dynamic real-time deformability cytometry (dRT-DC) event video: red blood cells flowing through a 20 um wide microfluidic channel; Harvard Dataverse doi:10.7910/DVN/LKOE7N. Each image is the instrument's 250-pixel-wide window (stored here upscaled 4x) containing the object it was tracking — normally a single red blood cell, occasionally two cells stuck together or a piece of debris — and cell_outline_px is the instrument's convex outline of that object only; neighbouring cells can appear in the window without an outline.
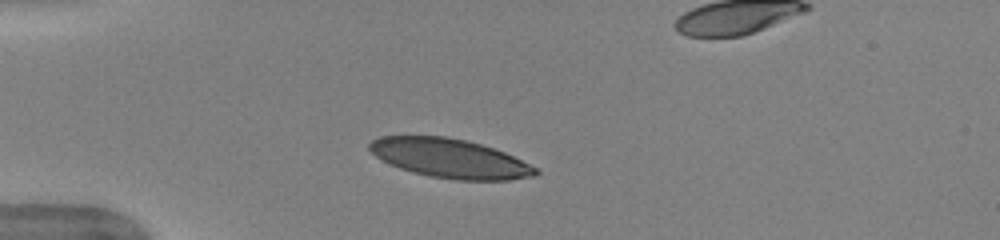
{"species": "human", "species_latin": "Homo sapiens", "temperature_condition": "warm", "stored_images_in_passage": 32, "camera_frame_rate_fps": 3000, "um_per_image_px": 0.085, "donor": {"sex": "female"}, "frame": {"image": 1, "passage_image": 1, "time_ms": 0.0, "image_size_px": [1000, 240], "cell_outline_px": [[540, 172], [536, 176], [508, 180], [456, 180], [428, 176], [412, 172], [388, 164], [376, 156], [368, 148], [368, 144], [372, 140], [380, 136], [444, 136], [464, 140], [480, 144], [504, 152], [536, 168]], "centroid_in_image_um": [38.21, 13.47], "position_along_channel_um": 46.8, "area_um2": 37.69}}
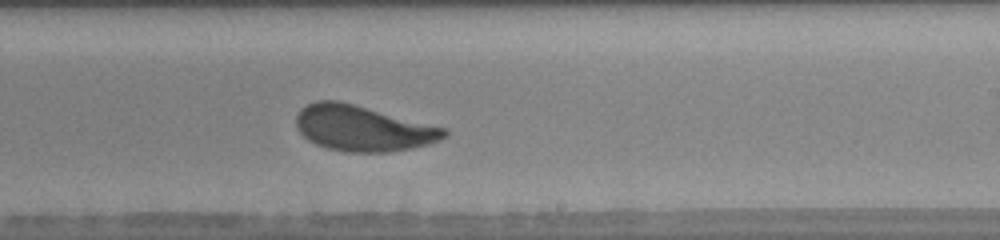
{"frame": {"image": 2, "passage_image": 19, "time_ms": 6.0, "image_size_px": [1000, 240], "cell_outline_px": [[448, 136], [432, 144], [388, 152], [348, 152], [328, 148], [316, 144], [308, 140], [300, 132], [296, 124], [296, 116], [300, 108], [316, 100], [340, 100], [448, 128]], "centroid_in_image_um": [30.88, 10.89], "position_along_channel_um": 258.1, "area_um2": 39.71}}
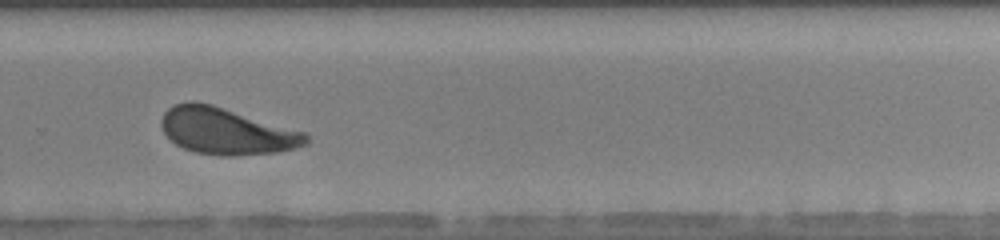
{"frame": {"image": 3, "passage_image": 23, "time_ms": 7.333, "image_size_px": [1000, 240], "cell_outline_px": [[308, 144], [296, 148], [276, 152], [240, 156], [220, 156], [196, 152], [184, 148], [176, 144], [164, 132], [160, 124], [160, 120], [164, 112], [168, 108], [176, 104], [188, 100], [192, 100], [212, 104], [308, 132]], "centroid_in_image_um": [19.28, 11.14], "position_along_channel_um": 310.5, "area_um2": 39.77}, "authors_computed_cell_mechanics": {"area_um2": 39.3329, "velocity_mm_per_s": 3.9432, "shape_relaxation_time_tau1_ms": 2.5641, "shape_relaxation_time_tau2_ms": 0.6351, "deformation_change_tau1": 0.1332, "deformation_change_tau2": 0.0697}}